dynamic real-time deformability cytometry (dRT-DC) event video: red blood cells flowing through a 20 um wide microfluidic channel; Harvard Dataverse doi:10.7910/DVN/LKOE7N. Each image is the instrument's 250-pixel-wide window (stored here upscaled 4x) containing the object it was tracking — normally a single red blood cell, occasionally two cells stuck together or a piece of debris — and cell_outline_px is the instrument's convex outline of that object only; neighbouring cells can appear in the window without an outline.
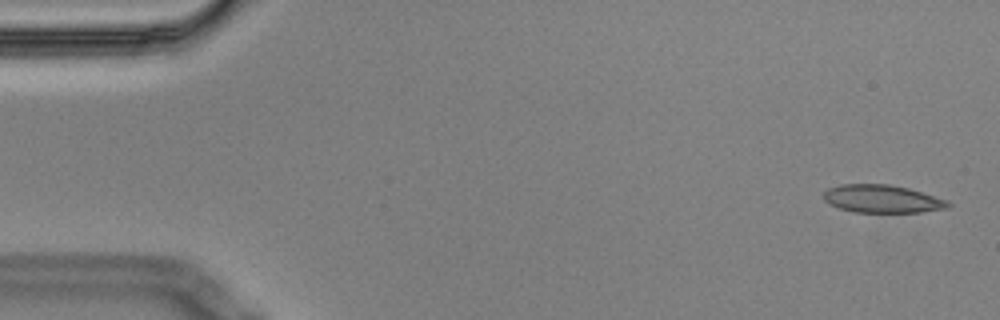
{"species": "Egyptian fruit bat (a non-hibernating species)", "species_latin": "Rousettus aegyptiacus", "temperature_condition": "cold", "stored_images_in_passage": 5, "camera_frame_rate_fps": 3000, "um_per_image_px": 0.085, "animal": {"sex": "male"}, "frame": {"image": 1, "passage_image": 1, "time_ms": 0.0, "image_size_px": [1000, 320], "cell_outline_px": [[952, 204], [948, 208], [920, 212], [852, 212], [840, 208], [824, 200], [824, 192], [828, 188], [840, 184], [888, 184], [908, 188], [948, 200]], "centroid_in_image_um": [75.0, 16.9], "position_along_channel_um": 10.0, "area_um2": 20.17}}